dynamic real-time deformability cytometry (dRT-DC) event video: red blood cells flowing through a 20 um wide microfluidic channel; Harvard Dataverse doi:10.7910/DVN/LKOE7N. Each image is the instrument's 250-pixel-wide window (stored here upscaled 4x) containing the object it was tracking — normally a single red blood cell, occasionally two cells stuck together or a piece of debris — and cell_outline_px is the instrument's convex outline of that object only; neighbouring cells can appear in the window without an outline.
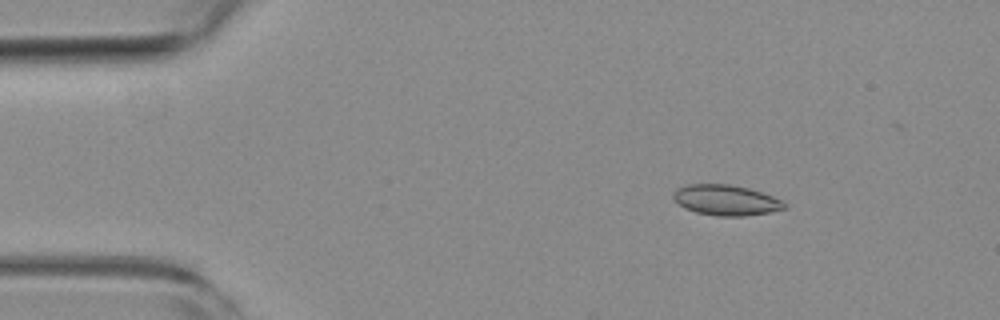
{"species": "common noctule bat (a hibernating species)", "species_latin": "Nyctalus noctula", "temperature_condition": "room temperature", "stored_images_in_passage": 52, "camera_frame_rate_fps": 3000, "um_per_image_px": 0.085, "animal": {"sex": "female", "body_mass_g": 19.3, "forearm_length_mm": 54.1}, "frame": {"image": 1, "passage_image": 6, "time_ms": 1.667, "image_size_px": [1000, 320], "cell_outline_px": [[788, 208], [768, 212], [744, 216], [716, 216], [696, 212], [684, 208], [672, 196], [672, 192], [676, 188], [688, 184], [728, 184], [748, 188], [772, 196], [788, 204]], "centroid_in_image_um": [61.69, 17.01], "position_along_channel_um": 23.3, "area_um2": 19.71}}
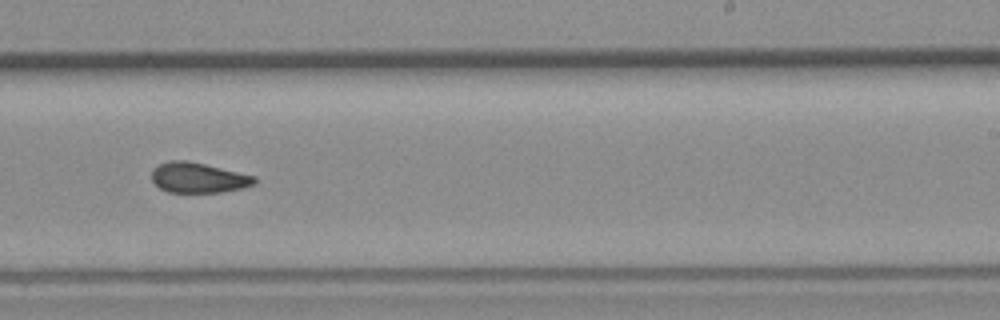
{"frame": {"image": 2, "passage_image": 31, "time_ms": 10.0, "image_size_px": [1000, 320], "cell_outline_px": [[256, 184], [240, 188], [220, 192], [168, 192], [160, 188], [152, 180], [152, 168], [168, 160], [188, 160], [256, 176]], "centroid_in_image_um": [16.84, 15.09], "position_along_channel_um": 272.2, "area_um2": 18.09}}
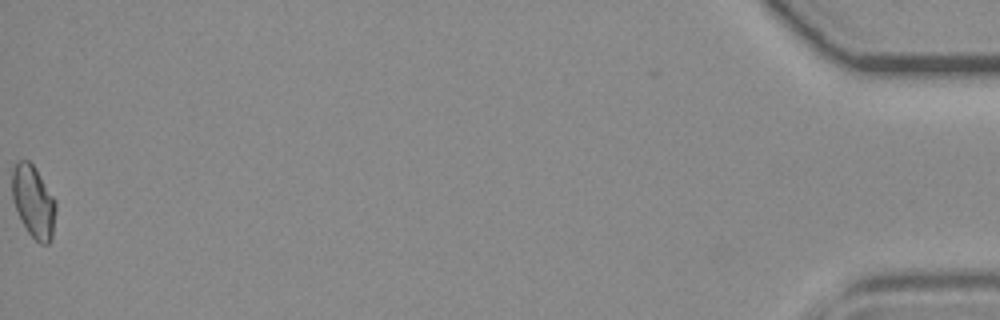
{"frame": {"image": 3, "passage_image": 52, "time_ms": 17.0, "image_size_px": [1000, 320], "cell_outline_px": [[56, 208], [52, 240], [48, 244], [40, 244], [28, 232], [12, 200], [12, 168], [20, 160], [28, 160], [36, 168], [56, 200]], "centroid_in_image_um": [2.86, 17.13], "position_along_channel_um": 432.3, "area_um2": 18.38}, "authors_computed_cell_mechanics": {"area_um2": 18.6405, "velocity_mm_per_s": 3.8392, "shape_relaxation_time_tau1_ms": null, "shape_relaxation_time_tau2_ms": 3.6466, "deformation_change_tau1": null, "deformation_change_tau2": 0.0576}}